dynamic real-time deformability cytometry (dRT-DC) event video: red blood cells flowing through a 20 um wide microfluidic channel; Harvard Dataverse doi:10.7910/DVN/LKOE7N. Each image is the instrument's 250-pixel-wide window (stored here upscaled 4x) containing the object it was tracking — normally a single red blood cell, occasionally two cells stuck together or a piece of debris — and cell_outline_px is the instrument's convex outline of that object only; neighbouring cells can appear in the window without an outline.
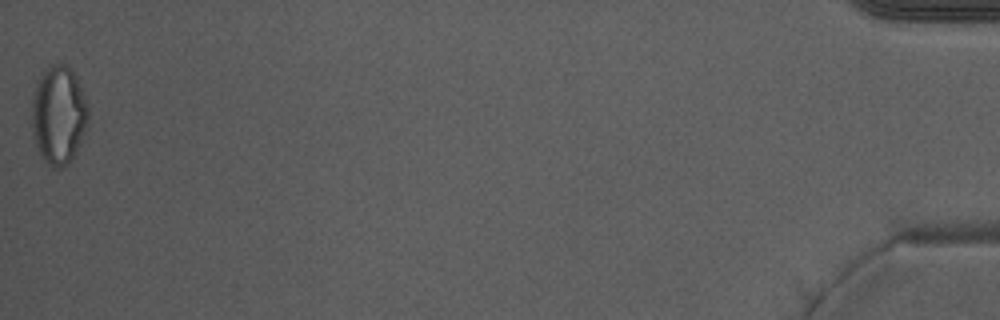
{"species": "Egyptian fruit bat (a non-hibernating species)", "species_latin": "Rousettus aegyptiacus", "temperature_condition": "warm", "stored_images_in_passage": 51, "camera_frame_rate_fps": 3000, "um_per_image_px": 0.085, "animal": {"sex": "male"}, "frame": {"image": 1, "passage_image": 51, "time_ms": 16.667, "image_size_px": [1000, 320], "cell_outline_px": [[88, 116], [80, 144], [68, 164], [60, 168], [52, 168], [40, 156], [32, 136], [32, 100], [36, 84], [44, 68], [52, 64], [64, 64], [76, 76], [84, 92], [88, 104]], "centroid_in_image_um": [4.96, 9.78], "position_along_channel_um": 430.2, "area_um2": 32.48}, "authors_computed_cell_mechanics": {"area_um2": 27.8596, "velocity_mm_per_s": 3.9791, "shape_relaxation_time_tau1_ms": null, "shape_relaxation_time_tau2_ms": 1.2177, "deformation_change_tau1": null, "deformation_change_tau2": 0.069}}